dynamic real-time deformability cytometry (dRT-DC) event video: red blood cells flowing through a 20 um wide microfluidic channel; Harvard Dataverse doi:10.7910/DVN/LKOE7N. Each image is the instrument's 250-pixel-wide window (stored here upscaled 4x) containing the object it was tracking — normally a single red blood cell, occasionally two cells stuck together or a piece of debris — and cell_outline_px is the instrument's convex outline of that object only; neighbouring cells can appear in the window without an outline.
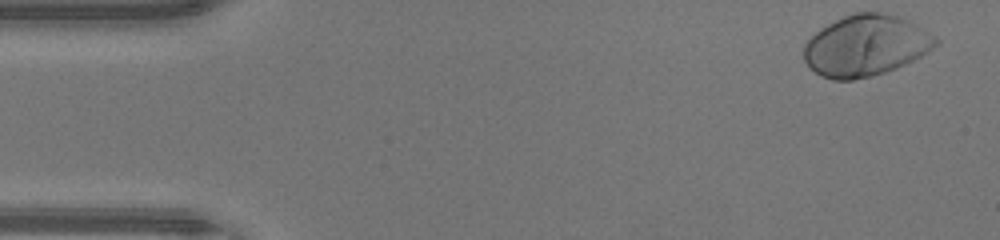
{"species": "human", "species_latin": "Homo sapiens", "temperature_condition": "warm", "stored_images_in_passage": 8, "camera_frame_rate_fps": 3000, "um_per_image_px": 0.085, "donor": {"sex": "male"}, "frame": {"image": 1, "passage_image": 1, "time_ms": 0.0, "image_size_px": [1000, 240], "cell_outline_px": [[940, 44], [920, 56], [896, 68], [872, 76], [852, 80], [832, 80], [816, 72], [804, 60], [804, 44], [820, 28], [852, 12], [880, 12], [900, 16], [916, 24], [936, 36], [940, 40]], "centroid_in_image_um": [73.62, 3.86], "position_along_channel_um": 11.4, "area_um2": 46.82}}